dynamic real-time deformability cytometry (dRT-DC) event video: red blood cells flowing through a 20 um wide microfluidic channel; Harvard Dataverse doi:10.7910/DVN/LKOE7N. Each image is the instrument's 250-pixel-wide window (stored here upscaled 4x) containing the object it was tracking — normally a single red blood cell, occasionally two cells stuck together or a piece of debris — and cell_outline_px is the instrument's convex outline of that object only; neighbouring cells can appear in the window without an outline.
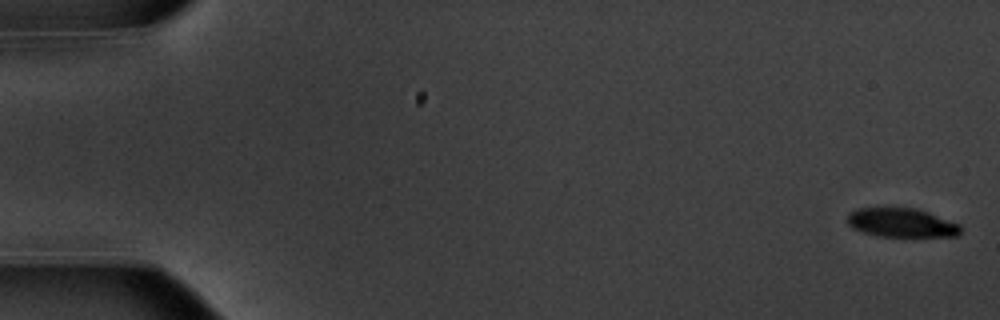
{"species": "common noctule bat (a hibernating species)", "species_latin": "Nyctalus noctula", "temperature_condition": "warm", "stored_images_in_passage": 31, "camera_frame_rate_fps": 3000, "um_per_image_px": 0.085, "animal": {"sex": "male", "body_mass_g": 20.1, "forearm_length_mm": 53.5}, "frame": {"image": 1, "passage_image": 1, "time_ms": 0.0, "image_size_px": [1000, 320], "cell_outline_px": [[960, 232], [956, 236], [876, 236], [852, 228], [848, 224], [848, 212], [856, 208], [916, 208], [928, 212], [960, 224]], "centroid_in_image_um": [76.6, 18.92], "position_along_channel_um": 8.4, "area_um2": 19.02}}
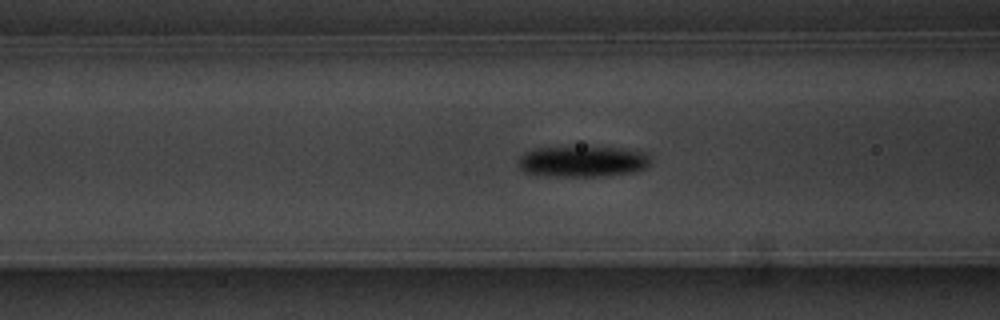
{"frame": {"image": 2, "passage_image": 22, "time_ms": 7.0, "image_size_px": [1000, 320], "cell_outline_px": [[648, 164], [644, 168], [636, 172], [596, 176], [556, 176], [524, 172], [520, 168], [520, 156], [524, 152], [536, 148], [624, 148], [644, 152], [648, 156]], "centroid_in_image_um": [49.52, 13.73], "position_along_channel_um": 117.1, "area_um2": 23.24}}
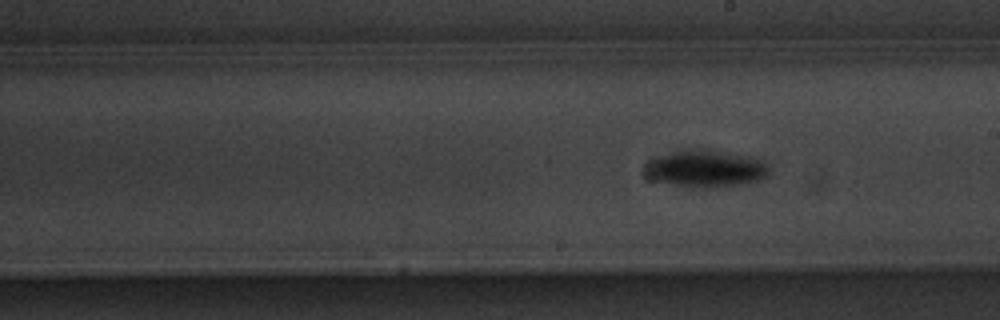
{"frame": {"image": 3, "passage_image": 31, "time_ms": 10.0, "image_size_px": [1000, 320], "cell_outline_px": [[768, 172], [764, 176], [756, 180], [736, 184], [704, 188], [676, 184], [656, 180], [648, 176], [644, 172], [648, 160], [672, 152], [704, 148], [764, 160], [768, 164]], "centroid_in_image_um": [59.96, 14.31], "position_along_channel_um": 229.0, "area_um2": 25.89}}